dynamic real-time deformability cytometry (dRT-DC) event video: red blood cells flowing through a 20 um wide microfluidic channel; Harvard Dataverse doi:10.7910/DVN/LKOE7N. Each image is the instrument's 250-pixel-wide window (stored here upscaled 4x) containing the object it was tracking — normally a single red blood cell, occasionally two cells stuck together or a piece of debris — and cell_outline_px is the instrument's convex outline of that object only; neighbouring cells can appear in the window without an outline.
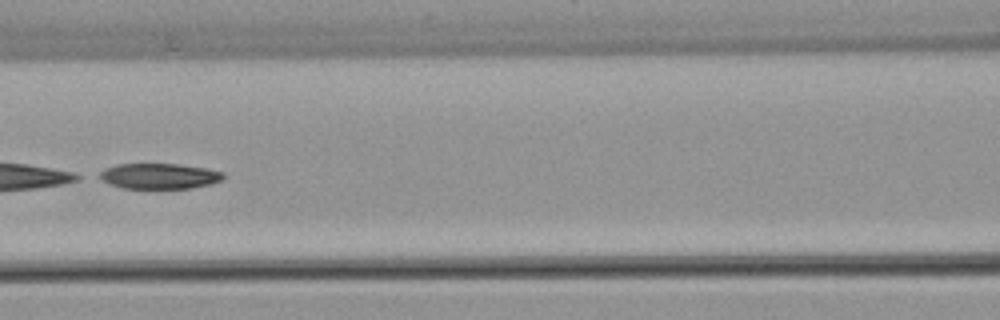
{"species": "common noctule bat (a hibernating species)", "species_latin": "Nyctalus noctula", "temperature_condition": "warm", "stored_images_in_passage": 6, "segment_of_instrument_passage": [2, 2], "camera_frame_rate_fps": 3000, "um_per_image_px": 0.085, "animal": {"sex": "female", "body_mass_g": 22.7, "forearm_length_mm": 54.2}, "frame": {"image": 1, "passage_image": 6, "time_ms": 7.0, "image_size_px": [1000, 320], "cell_outline_px": [[224, 176], [220, 180], [212, 184], [188, 188], [120, 188], [108, 184], [96, 176], [104, 168], [116, 164], [180, 164], [208, 168], [224, 172]], "centroid_in_image_um": [13.5, 14.96], "position_along_channel_um": 153.1, "area_um2": 18.61}}